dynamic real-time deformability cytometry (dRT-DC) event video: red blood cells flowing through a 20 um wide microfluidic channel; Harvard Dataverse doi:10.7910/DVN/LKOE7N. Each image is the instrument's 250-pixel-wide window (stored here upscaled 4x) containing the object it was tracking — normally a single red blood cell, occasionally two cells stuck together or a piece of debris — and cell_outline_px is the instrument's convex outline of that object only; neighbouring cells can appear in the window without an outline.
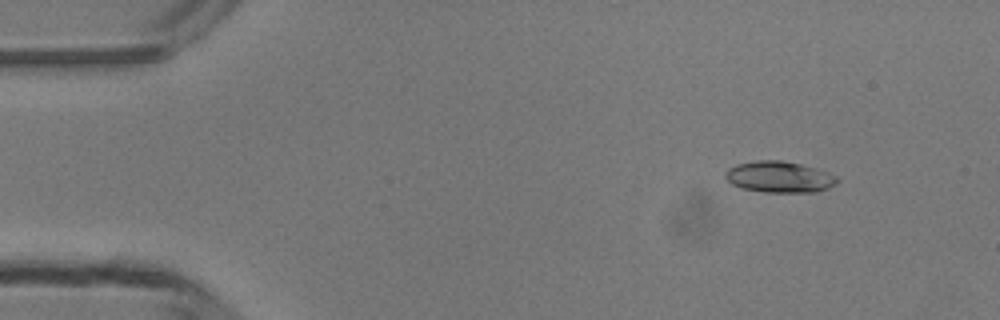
{"species": "common noctule bat (a hibernating species)", "species_latin": "Nyctalus noctula", "temperature_condition": "room temperature", "stored_images_in_passage": 5, "camera_frame_rate_fps": 3000, "um_per_image_px": 0.085, "animal": {"sex": "male", "body_mass_g": 13.3}, "frame": {"image": 1, "passage_image": 2, "time_ms": 1.0, "image_size_px": [1000, 320], "cell_outline_px": [[840, 180], [836, 184], [828, 188], [816, 192], [764, 192], [740, 188], [732, 184], [724, 176], [724, 172], [728, 168], [736, 164], [756, 160], [780, 160], [800, 164], [816, 168], [828, 172], [836, 176]], "centroid_in_image_um": [66.23, 15.04], "position_along_channel_um": 18.8, "area_um2": 20.52}}
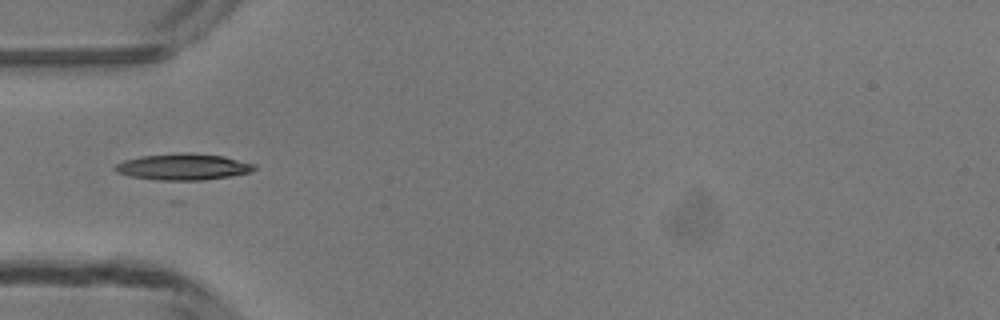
{"frame": {"image": 2, "passage_image": 4, "time_ms": 4.333, "image_size_px": [1000, 320], "cell_outline_px": [[256, 168], [248, 172], [232, 176], [180, 184], [168, 184], [132, 176], [116, 172], [112, 168], [116, 164], [124, 160], [140, 156], [188, 152], [224, 156], [256, 164]], "centroid_in_image_um": [15.53, 14.24], "position_along_channel_um": 69.5, "area_um2": 22.48}}
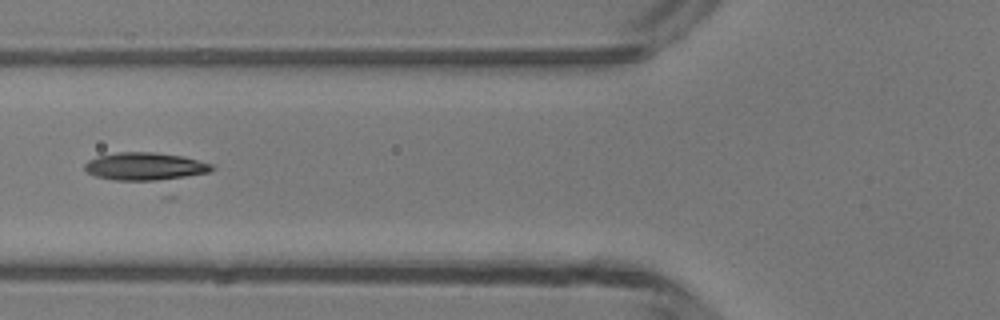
{"frame": {"image": 3, "passage_image": 5, "time_ms": 5.333, "image_size_px": [1000, 320], "cell_outline_px": [[216, 168], [208, 172], [176, 180], [116, 180], [96, 176], [88, 172], [84, 168], [84, 164], [88, 160], [96, 156], [116, 152], [156, 152], [184, 156], [212, 164]], "centroid_in_image_um": [12.38, 14.14], "position_along_channel_um": 113.4, "area_um2": 20.92}}